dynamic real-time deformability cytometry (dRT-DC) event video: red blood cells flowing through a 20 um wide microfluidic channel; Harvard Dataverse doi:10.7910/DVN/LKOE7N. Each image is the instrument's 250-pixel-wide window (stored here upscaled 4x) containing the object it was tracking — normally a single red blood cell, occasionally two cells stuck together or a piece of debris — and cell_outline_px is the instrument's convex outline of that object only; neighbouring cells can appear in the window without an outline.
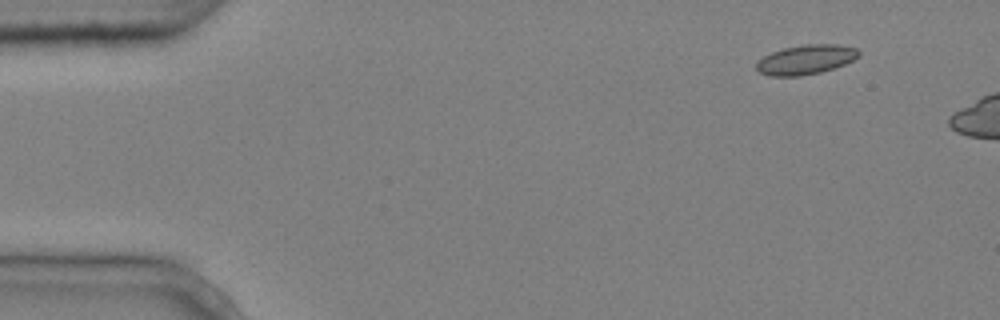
{"species": "common noctule bat (a hibernating species)", "species_latin": "Nyctalus noctula", "temperature_condition": "cold", "stored_images_in_passage": 3, "camera_frame_rate_fps": 3000, "um_per_image_px": 0.085, "animal": {"sex": "male", "body_mass_g": 20.4}, "frame": {"image": 1, "passage_image": 1, "time_ms": 0.0, "image_size_px": [1000, 320], "cell_outline_px": [[860, 56], [844, 64], [820, 72], [800, 76], [772, 76], [760, 72], [756, 68], [756, 60], [772, 52], [784, 48], [804, 44], [836, 44], [856, 48], [860, 52]], "centroid_in_image_um": [68.48, 5.06], "position_along_channel_um": 16.5, "area_um2": 17.51}}